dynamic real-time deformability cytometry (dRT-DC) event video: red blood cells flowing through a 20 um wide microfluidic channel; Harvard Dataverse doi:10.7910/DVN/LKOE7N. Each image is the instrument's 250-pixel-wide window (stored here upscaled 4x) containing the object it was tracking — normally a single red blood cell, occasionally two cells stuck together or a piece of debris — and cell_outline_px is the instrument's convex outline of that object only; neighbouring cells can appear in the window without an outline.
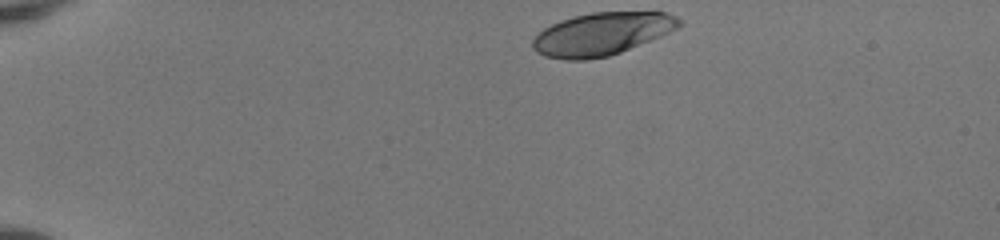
{"species": "human", "species_latin": "Homo sapiens", "temperature_condition": "room temperature", "stored_images_in_passage": 40, "camera_frame_rate_fps": 3000, "um_per_image_px": 0.085, "donor": {"sex": "female"}, "frame": {"image": 1, "passage_image": 1, "time_ms": 0.0, "image_size_px": [1000, 240], "cell_outline_px": [[684, 24], [660, 36], [620, 52], [608, 56], [588, 60], [564, 60], [544, 56], [536, 52], [532, 48], [532, 40], [544, 28], [560, 20], [572, 16], [592, 12], [668, 12], [684, 20]], "centroid_in_image_um": [51.15, 2.88], "position_along_channel_um": 33.9, "area_um2": 36.59}}
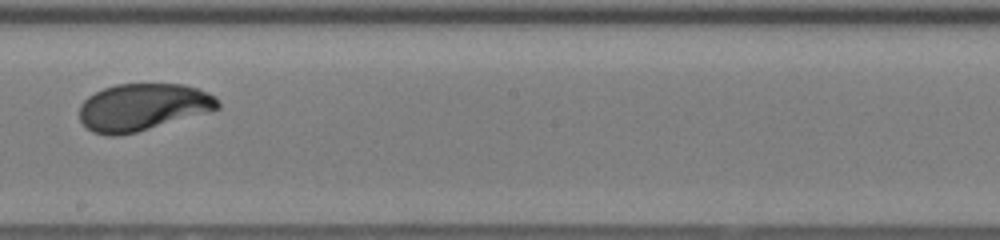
{"frame": {"image": 2, "passage_image": 22, "time_ms": 7.0, "image_size_px": [1000, 240], "cell_outline_px": [[220, 108], [212, 112], [136, 132], [116, 136], [108, 136], [92, 132], [80, 120], [80, 104], [88, 96], [104, 88], [116, 84], [184, 84], [208, 92], [216, 96], [220, 104]], "centroid_in_image_um": [12.17, 9.11], "position_along_channel_um": 236.0, "area_um2": 38.26}}
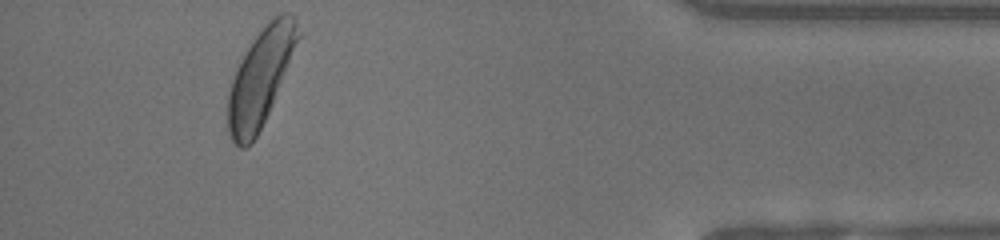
{"frame": {"image": 3, "passage_image": 38, "time_ms": 12.333, "image_size_px": [1000, 240], "cell_outline_px": [[300, 36], [272, 104], [252, 144], [244, 148], [240, 148], [232, 140], [228, 132], [228, 92], [236, 68], [252, 40], [280, 12], [292, 12], [296, 16], [300, 32]], "centroid_in_image_um": [22.13, 6.58], "position_along_channel_um": 413.1, "area_um2": 38.78}, "authors_computed_cell_mechanics": {"area_um2": 38.4081, "velocity_mm_per_s": 4.0932, "shape_relaxation_time_tau1_ms": 2.6511, "shape_relaxation_time_tau2_ms": 0.6451, "deformation_change_tau1": 0.1752, "deformation_change_tau2": 0.0605}}